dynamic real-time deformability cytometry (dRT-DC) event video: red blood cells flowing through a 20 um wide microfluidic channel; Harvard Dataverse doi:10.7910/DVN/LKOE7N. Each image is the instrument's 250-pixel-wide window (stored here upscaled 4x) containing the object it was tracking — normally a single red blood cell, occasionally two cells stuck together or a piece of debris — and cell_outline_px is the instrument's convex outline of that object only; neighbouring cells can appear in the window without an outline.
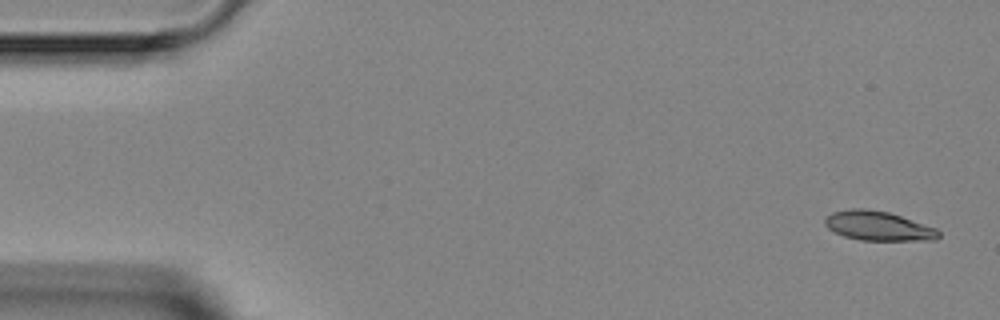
{"species": "Egyptian fruit bat (a non-hibernating species)", "species_latin": "Rousettus aegyptiacus", "temperature_condition": "room temperature", "stored_images_in_passage": 4, "camera_frame_rate_fps": 3000, "um_per_image_px": 0.085, "animal": {"sex": "female"}, "frame": {"image": 1, "passage_image": 1, "time_ms": 0.0, "image_size_px": [1000, 320], "cell_outline_px": [[940, 236], [936, 240], [860, 240], [844, 236], [828, 228], [824, 224], [824, 220], [832, 212], [852, 208], [864, 208], [888, 212], [936, 228], [940, 232]], "centroid_in_image_um": [74.65, 19.2], "position_along_channel_um": 10.4, "area_um2": 19.31}}
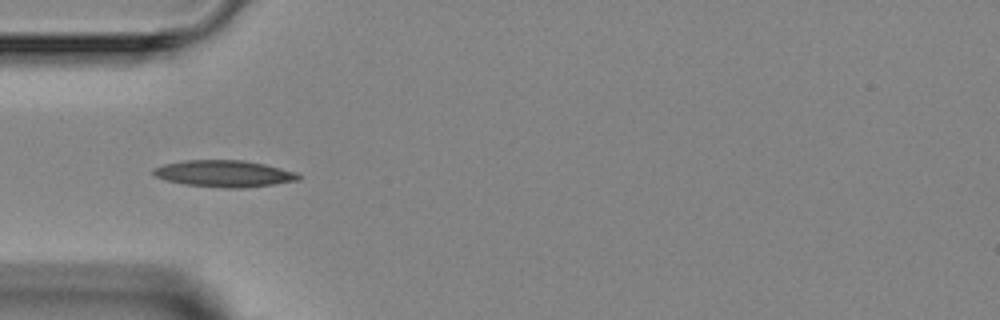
{"frame": {"image": 2, "passage_image": 4, "time_ms": 4.333, "image_size_px": [1000, 320], "cell_outline_px": [[300, 180], [244, 188], [228, 188], [188, 184], [168, 180], [152, 176], [152, 168], [164, 164], [184, 160], [244, 160], [264, 164], [296, 172], [300, 176]], "centroid_in_image_um": [19.03, 14.75], "position_along_channel_um": 66.0, "area_um2": 22.37}}